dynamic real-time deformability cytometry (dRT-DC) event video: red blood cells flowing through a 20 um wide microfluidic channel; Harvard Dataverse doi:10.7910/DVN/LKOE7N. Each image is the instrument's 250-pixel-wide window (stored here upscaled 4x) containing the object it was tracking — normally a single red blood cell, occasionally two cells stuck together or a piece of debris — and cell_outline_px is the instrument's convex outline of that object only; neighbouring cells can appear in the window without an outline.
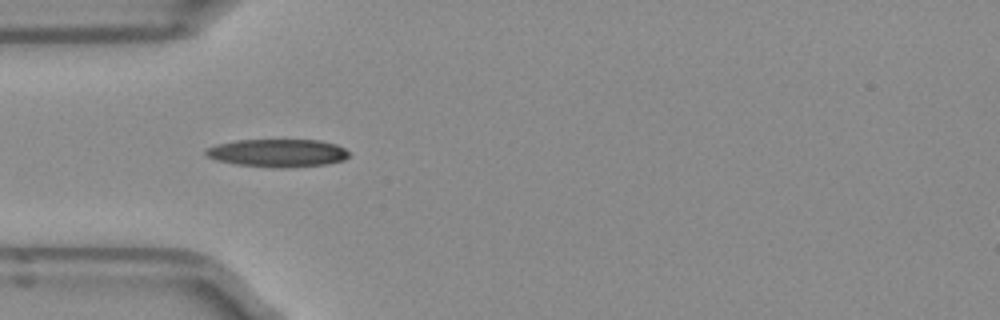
{"species": "Egyptian fruit bat (a non-hibernating species)", "species_latin": "Rousettus aegyptiacus", "temperature_condition": "room temperature", "stored_images_in_passage": 37, "camera_frame_rate_fps": 3000, "um_per_image_px": 0.085, "frame": {"image": 1, "passage_image": 1, "time_ms": 0.0, "image_size_px": [1000, 320], "cell_outline_px": [[352, 152], [344, 160], [324, 164], [284, 168], [280, 168], [236, 164], [216, 160], [208, 156], [204, 152], [204, 148], [216, 144], [236, 140], [320, 140], [336, 144]], "centroid_in_image_um": [23.6, 12.99], "position_along_channel_um": 61.4, "area_um2": 23.35}}
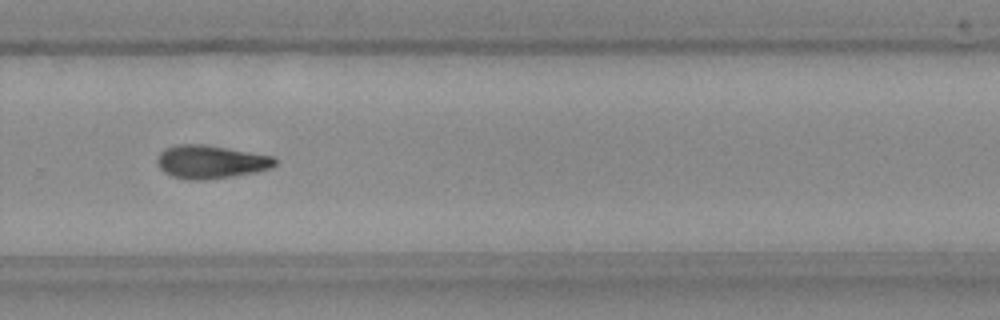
{"frame": {"image": 2, "passage_image": 20, "time_ms": 6.333, "image_size_px": [1000, 320], "cell_outline_px": [[276, 164], [268, 168], [252, 172], [228, 176], [200, 180], [192, 180], [172, 176], [164, 172], [156, 164], [156, 160], [160, 152], [164, 148], [176, 144], [204, 144], [272, 156], [276, 160]], "centroid_in_image_um": [17.82, 13.74], "position_along_channel_um": 312.0, "area_um2": 22.43}}
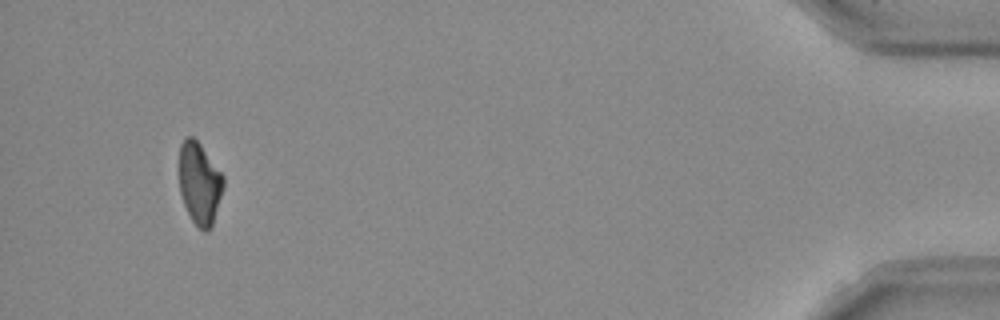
{"frame": {"image": 3, "passage_image": 34, "time_ms": 11.0, "image_size_px": [1000, 320], "cell_outline_px": [[224, 188], [212, 224], [208, 232], [204, 232], [192, 220], [184, 204], [180, 192], [180, 144], [188, 136], [192, 136], [200, 144], [224, 176]], "centroid_in_image_um": [16.98, 15.59], "position_along_channel_um": 418.2, "area_um2": 20.87}, "authors_computed_cell_mechanics": {"area_um2": 22.3108, "velocity_mm_per_s": 3.9593, "shape_relaxation_time_tau1_ms": 3.2752, "shape_relaxation_time_tau2_ms": null, "deformation_change_tau1": 0.1418, "deformation_change_tau2": null}}